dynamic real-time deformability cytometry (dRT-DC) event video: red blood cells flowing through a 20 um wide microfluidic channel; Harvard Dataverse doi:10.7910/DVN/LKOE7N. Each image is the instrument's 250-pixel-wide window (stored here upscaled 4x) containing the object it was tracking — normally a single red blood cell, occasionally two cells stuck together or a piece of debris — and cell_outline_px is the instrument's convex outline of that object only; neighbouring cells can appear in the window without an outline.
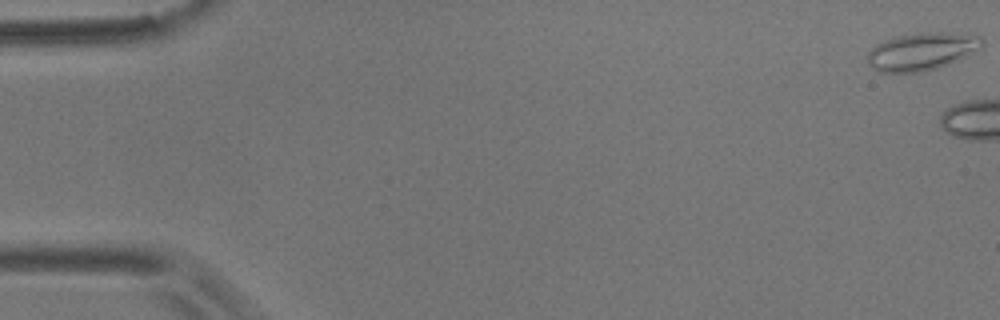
{"species": "common noctule bat (a hibernating species)", "species_latin": "Nyctalus noctula", "temperature_condition": "room temperature", "stored_images_in_passage": 5, "camera_frame_rate_fps": 3000, "um_per_image_px": 0.085, "animal": {"sex": "male", "body_mass_g": 17.9}, "frame": {"image": 1, "passage_image": 1, "time_ms": 0.0, "image_size_px": [1000, 320], "cell_outline_px": [[984, 44], [980, 48], [968, 56], [936, 68], [924, 72], [880, 72], [872, 68], [868, 64], [868, 52], [876, 44], [896, 36], [928, 32], [944, 32], [980, 36], [984, 40]], "centroid_in_image_um": [78.36, 4.37], "position_along_channel_um": 6.6, "area_um2": 25.03}}